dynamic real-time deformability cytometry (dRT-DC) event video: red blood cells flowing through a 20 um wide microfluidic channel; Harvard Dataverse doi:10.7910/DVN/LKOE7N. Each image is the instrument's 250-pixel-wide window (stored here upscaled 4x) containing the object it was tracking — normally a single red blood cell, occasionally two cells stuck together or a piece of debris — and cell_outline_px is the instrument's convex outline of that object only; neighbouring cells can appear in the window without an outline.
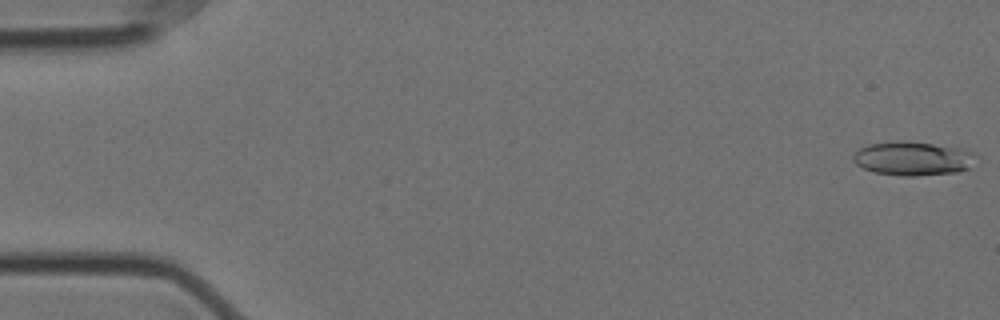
{"species": "Egyptian fruit bat (a non-hibernating species)", "species_latin": "Rousettus aegyptiacus", "temperature_condition": "cold", "stored_images_in_passage": 54, "camera_frame_rate_fps": 3000, "um_per_image_px": 0.085, "animal": {"sex": "female"}, "frame": {"image": 1, "passage_image": 1, "time_ms": 0.0, "image_size_px": [1000, 320], "cell_outline_px": [[980, 156], [968, 168], [956, 172], [916, 176], [900, 176], [876, 172], [864, 168], [856, 164], [852, 160], [852, 156], [860, 148], [868, 144], [896, 140], [908, 140], [964, 148], [976, 152]], "centroid_in_image_um": [77.65, 13.45], "position_along_channel_um": 7.4, "area_um2": 24.8}}
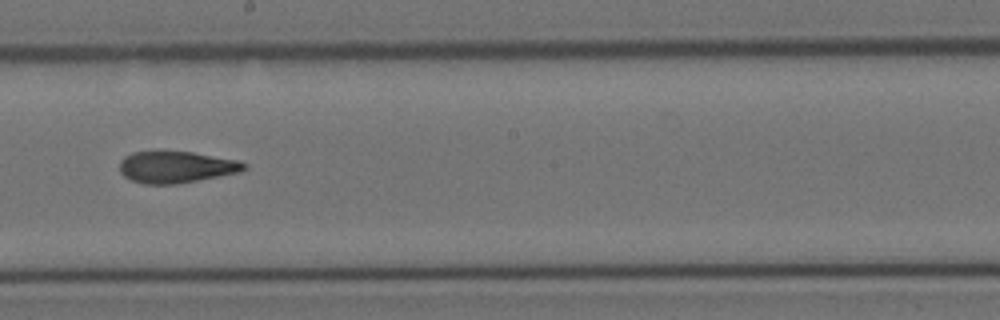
{"frame": {"image": 2, "passage_image": 32, "time_ms": 10.333, "image_size_px": [1000, 320], "cell_outline_px": [[248, 168], [240, 172], [176, 184], [144, 184], [132, 180], [124, 176], [120, 172], [120, 160], [124, 156], [132, 152], [192, 152], [236, 160], [248, 164]], "centroid_in_image_um": [14.97, 14.2], "position_along_channel_um": 233.2, "area_um2": 22.77}}
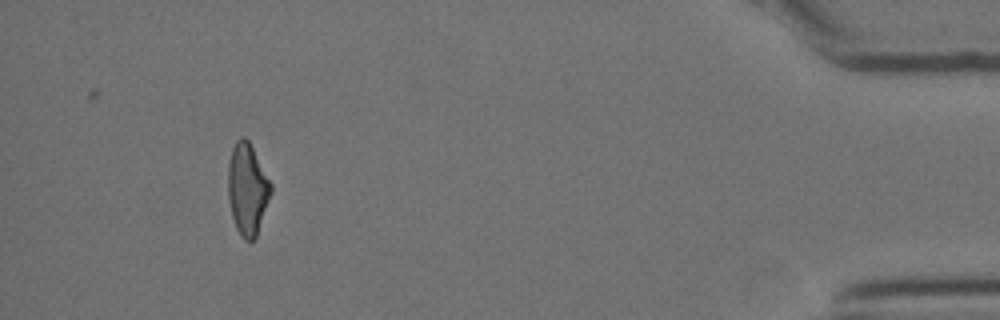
{"frame": {"image": 3, "passage_image": 53, "time_ms": 17.333, "image_size_px": [1000, 320], "cell_outline_px": [[272, 192], [256, 236], [252, 240], [244, 240], [240, 236], [236, 228], [232, 216], [228, 196], [228, 164], [232, 148], [236, 140], [240, 136], [244, 136], [248, 140], [272, 184]], "centroid_in_image_um": [21.02, 16.06], "position_along_channel_um": 414.2, "area_um2": 22.77}}